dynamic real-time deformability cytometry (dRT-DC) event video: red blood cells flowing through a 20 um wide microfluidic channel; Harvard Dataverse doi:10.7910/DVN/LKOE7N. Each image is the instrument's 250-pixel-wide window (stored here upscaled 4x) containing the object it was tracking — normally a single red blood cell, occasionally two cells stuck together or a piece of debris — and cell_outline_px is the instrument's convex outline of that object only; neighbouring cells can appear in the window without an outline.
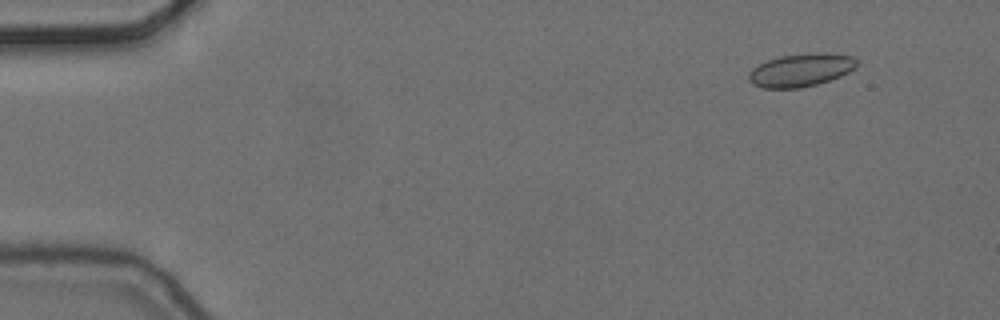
{"species": "common noctule bat (a hibernating species)", "species_latin": "Nyctalus noctula", "temperature_condition": "cold", "stored_images_in_passage": 4, "camera_frame_rate_fps": 3000, "um_per_image_px": 0.085, "animal": {"sex": "female", "body_mass_g": 24.6, "forearm_length_mm": 56.2}, "frame": {"image": 1, "passage_image": 1, "time_ms": 0.0, "image_size_px": [1000, 320], "cell_outline_px": [[856, 68], [840, 76], [816, 84], [800, 88], [764, 88], [752, 84], [748, 80], [748, 72], [752, 68], [768, 60], [780, 56], [820, 52], [828, 52], [852, 56], [856, 60]], "centroid_in_image_um": [68.06, 5.95], "position_along_channel_um": 16.9, "area_um2": 20.75}}
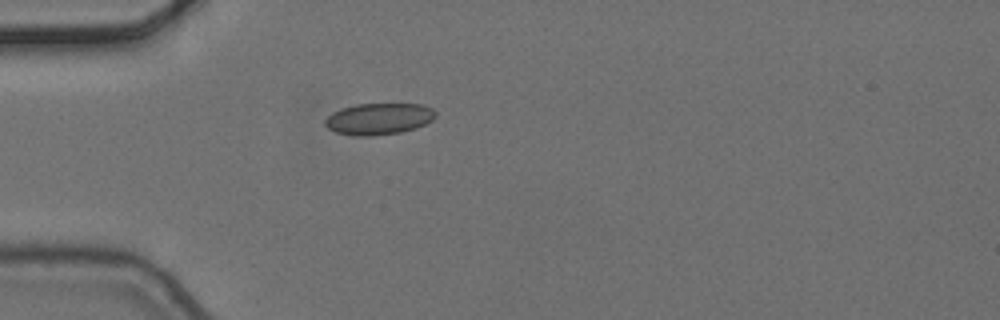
{"frame": {"image": 2, "passage_image": 4, "time_ms": 1.0, "image_size_px": [1000, 320], "cell_outline_px": [[436, 116], [432, 120], [416, 128], [400, 132], [372, 136], [352, 136], [336, 132], [328, 128], [324, 124], [324, 120], [332, 112], [356, 104], [424, 104], [432, 108], [436, 112]], "centroid_in_image_um": [32.2, 10.1], "position_along_channel_um": 52.8, "area_um2": 20.35}}